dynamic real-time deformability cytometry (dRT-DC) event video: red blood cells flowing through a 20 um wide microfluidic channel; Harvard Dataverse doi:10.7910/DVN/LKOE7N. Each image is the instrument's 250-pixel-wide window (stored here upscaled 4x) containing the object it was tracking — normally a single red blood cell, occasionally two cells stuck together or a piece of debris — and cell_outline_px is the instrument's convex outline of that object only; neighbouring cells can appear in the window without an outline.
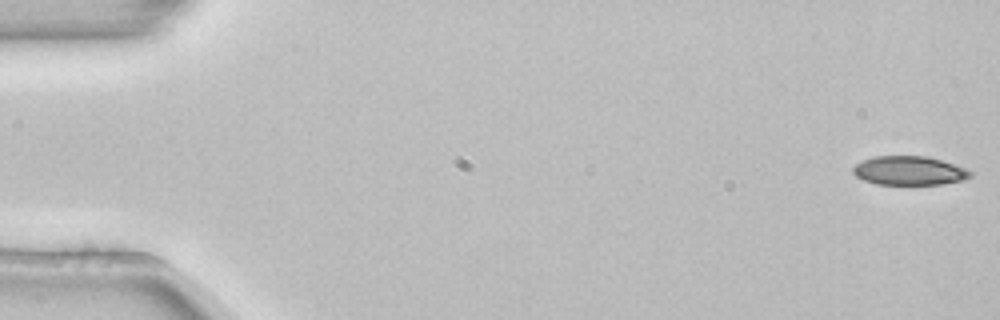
{"species": "common noctule bat (a hibernating species)", "species_latin": "Nyctalus noctula", "temperature_condition": "room temperature", "stored_images_in_passage": 4, "camera_frame_rate_fps": 3000, "um_per_image_px": 0.085, "animal": {"sex": "female", "body_mass_g": 22.7, "forearm_length_mm": 54.2}, "frame": {"image": 1, "passage_image": 1, "time_ms": 0.0, "image_size_px": [1000, 320], "cell_outline_px": [[972, 176], [964, 180], [940, 184], [876, 184], [864, 180], [856, 176], [852, 172], [852, 168], [856, 164], [864, 160], [876, 156], [928, 156], [964, 168], [972, 172]], "centroid_in_image_um": [77.27, 14.51], "position_along_channel_um": 7.7, "area_um2": 19.59}}
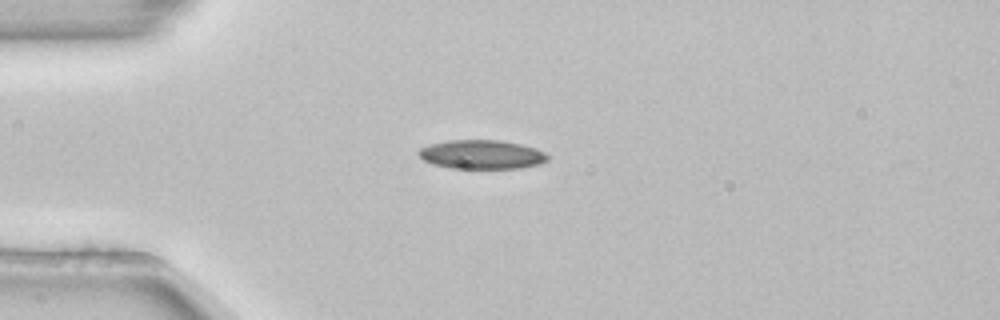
{"frame": {"image": 2, "passage_image": 4, "time_ms": 1.0, "image_size_px": [1000, 320], "cell_outline_px": [[552, 156], [548, 160], [540, 164], [520, 168], [448, 168], [432, 164], [424, 160], [416, 152], [420, 148], [432, 144], [448, 140], [500, 140], [520, 144], [536, 148]], "centroid_in_image_um": [40.97, 13.13], "position_along_channel_um": 44.0, "area_um2": 21.91}}